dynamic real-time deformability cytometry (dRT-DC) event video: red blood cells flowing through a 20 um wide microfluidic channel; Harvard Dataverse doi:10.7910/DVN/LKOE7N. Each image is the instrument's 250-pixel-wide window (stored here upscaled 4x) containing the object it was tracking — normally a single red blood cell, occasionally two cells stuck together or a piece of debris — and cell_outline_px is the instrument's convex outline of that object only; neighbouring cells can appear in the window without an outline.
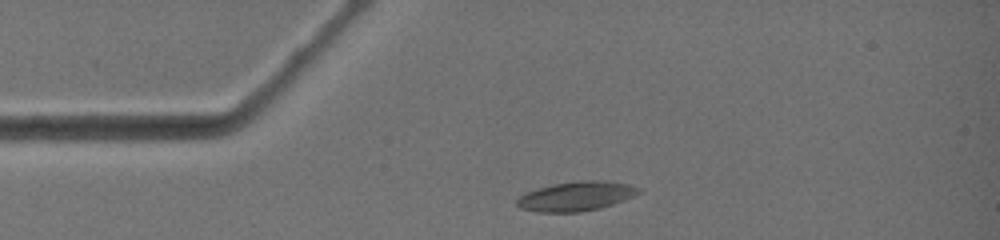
{"species": "common noctule bat (a hibernating species)", "species_latin": "Nyctalus noctula", "temperature_condition": "warm", "stored_images_in_passage": 3, "camera_frame_rate_fps": 3000, "um_per_image_px": 0.085, "animal": {"sex": "female", "body_mass_g": 19.0, "forearm_length_mm": 51.5}, "frame": {"image": 1, "passage_image": 1, "time_ms": 0.0, "image_size_px": [1000, 240], "cell_outline_px": [[640, 192], [624, 200], [600, 208], [580, 212], [536, 212], [520, 208], [516, 204], [516, 200], [524, 192], [536, 188], [552, 184], [580, 180], [604, 180], [628, 184], [640, 188]], "centroid_in_image_um": [48.93, 16.67], "position_along_channel_um": 36.1, "area_um2": 20.98}}